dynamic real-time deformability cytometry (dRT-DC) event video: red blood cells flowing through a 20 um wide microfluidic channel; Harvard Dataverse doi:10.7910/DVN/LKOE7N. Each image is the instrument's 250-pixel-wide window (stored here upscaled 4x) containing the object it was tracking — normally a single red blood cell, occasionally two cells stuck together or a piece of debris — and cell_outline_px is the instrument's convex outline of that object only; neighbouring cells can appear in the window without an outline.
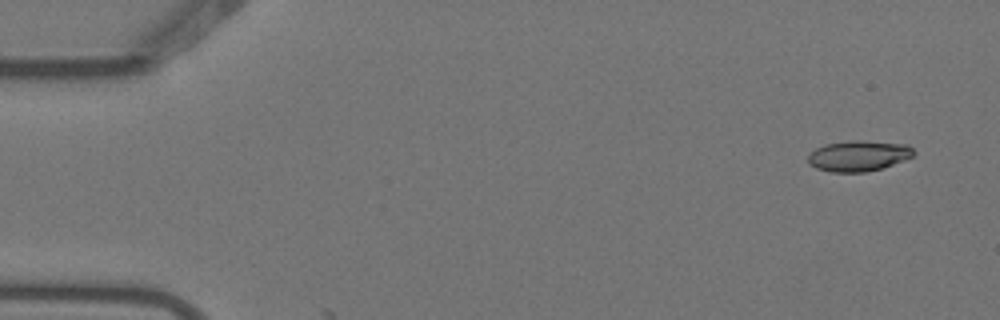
{"species": "Egyptian fruit bat (a non-hibernating species)", "species_latin": "Rousettus aegyptiacus", "temperature_condition": "warm", "stored_images_in_passage": 2, "camera_frame_rate_fps": 3000, "um_per_image_px": 0.085, "animal": {"sex": "female"}, "frame": {"image": 1, "passage_image": 1, "time_ms": 0.0, "image_size_px": [1000, 320], "cell_outline_px": [[916, 152], [912, 156], [904, 160], [884, 168], [864, 172], [828, 172], [816, 168], [808, 164], [808, 156], [816, 148], [824, 144], [852, 140], [860, 140], [908, 144]], "centroid_in_image_um": [72.98, 13.25], "position_along_channel_um": 12.0, "area_um2": 19.07}}